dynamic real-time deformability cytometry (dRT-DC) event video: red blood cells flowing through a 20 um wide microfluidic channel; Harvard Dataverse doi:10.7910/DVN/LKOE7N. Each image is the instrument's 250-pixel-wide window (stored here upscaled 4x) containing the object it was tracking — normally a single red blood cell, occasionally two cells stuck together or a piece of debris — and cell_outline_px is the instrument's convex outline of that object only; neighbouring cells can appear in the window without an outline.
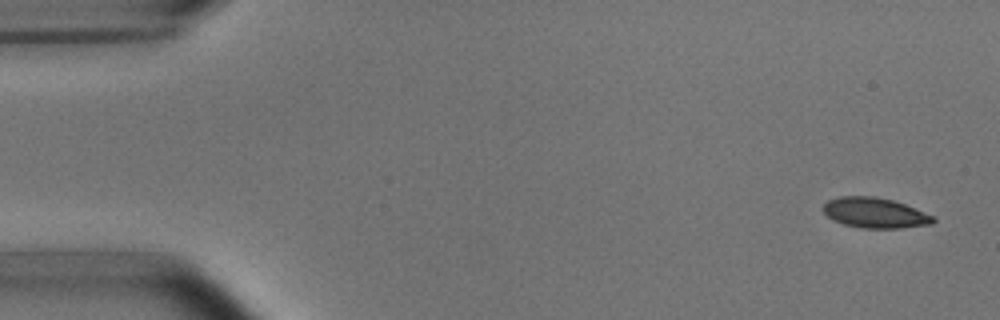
{"species": "common noctule bat (a hibernating species)", "species_latin": "Nyctalus noctula", "temperature_condition": "room temperature", "stored_images_in_passage": 4, "camera_frame_rate_fps": 3000, "um_per_image_px": 0.085, "animal": {"sex": "male", "body_mass_g": 15.6}, "frame": {"image": 1, "passage_image": 1, "time_ms": 0.0, "image_size_px": [1000, 320], "cell_outline_px": [[936, 220], [932, 224], [900, 228], [860, 228], [844, 224], [832, 220], [824, 212], [824, 204], [828, 200], [840, 196], [872, 196], [892, 200], [904, 204], [936, 216]], "centroid_in_image_um": [74.39, 18.1], "position_along_channel_um": 10.6, "area_um2": 19.42}}
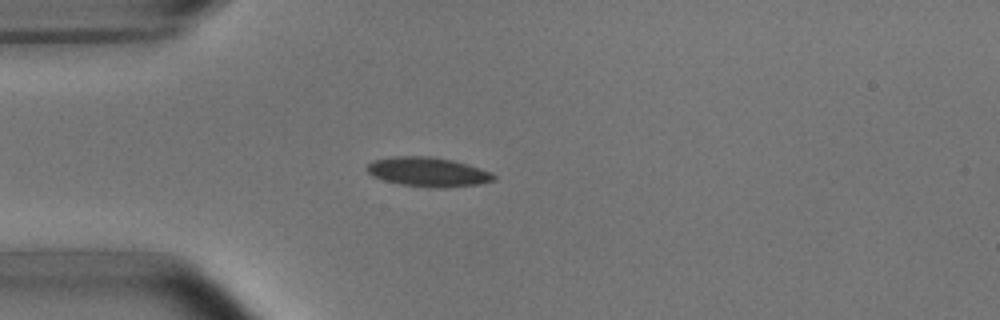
{"frame": {"image": 2, "passage_image": 4, "time_ms": 4.0, "image_size_px": [1000, 320], "cell_outline_px": [[496, 180], [480, 184], [440, 188], [428, 188], [400, 184], [384, 180], [372, 176], [368, 172], [368, 164], [372, 160], [396, 156], [432, 156], [452, 160], [468, 164], [480, 168], [496, 176]], "centroid_in_image_um": [36.38, 14.62], "position_along_channel_um": 48.6, "area_um2": 21.73}}